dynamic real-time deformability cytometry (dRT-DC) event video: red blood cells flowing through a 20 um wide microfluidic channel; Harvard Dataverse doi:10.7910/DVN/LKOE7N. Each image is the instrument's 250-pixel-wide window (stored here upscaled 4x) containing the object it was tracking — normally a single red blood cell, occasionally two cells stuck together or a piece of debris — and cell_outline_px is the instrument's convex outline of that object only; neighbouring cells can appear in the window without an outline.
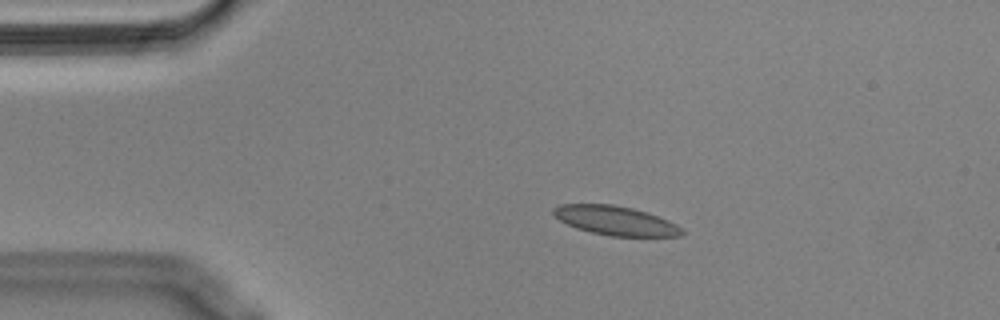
{"species": "Egyptian fruit bat (a non-hibernating species)", "species_latin": "Rousettus aegyptiacus", "temperature_condition": "cold", "stored_images_in_passage": 46, "camera_frame_rate_fps": 3000, "um_per_image_px": 0.085, "animal": {"sex": "male"}, "frame": {"image": 1, "passage_image": 10, "time_ms": 3.0, "image_size_px": [1000, 320], "cell_outline_px": [[684, 236], [608, 236], [576, 228], [560, 220], [552, 212], [552, 208], [560, 204], [612, 204], [632, 208], [648, 212], [668, 220], [684, 228]], "centroid_in_image_um": [52.35, 18.75], "position_along_channel_um": 32.6, "area_um2": 21.91}}
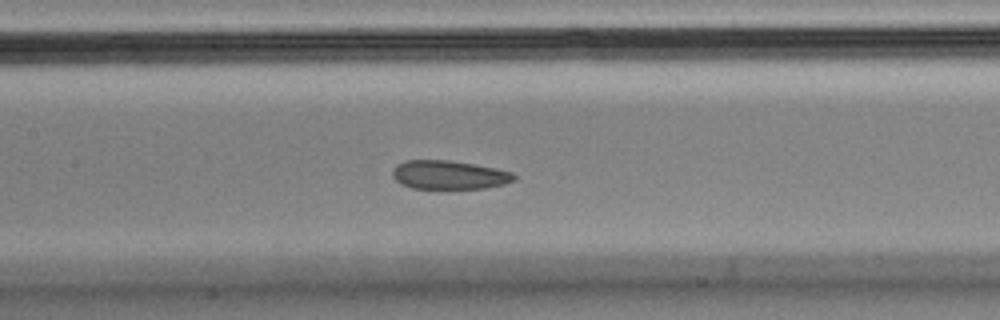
{"frame": {"image": 2, "passage_image": 25, "time_ms": 8.0, "image_size_px": [1000, 320], "cell_outline_px": [[516, 180], [504, 184], [484, 188], [412, 188], [400, 184], [392, 176], [392, 172], [396, 164], [404, 160], [448, 160], [496, 168], [512, 172], [516, 176]], "centroid_in_image_um": [38.15, 14.86], "position_along_channel_um": 169.2, "area_um2": 20.35}}
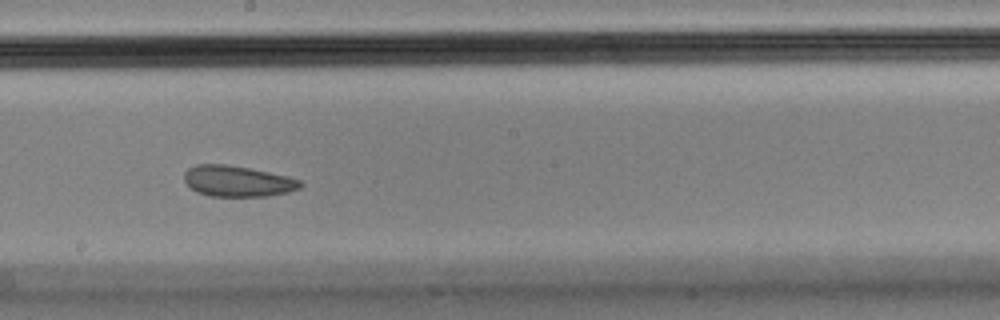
{"frame": {"image": 3, "passage_image": 30, "time_ms": 9.667, "image_size_px": [1000, 320], "cell_outline_px": [[304, 184], [300, 188], [288, 192], [268, 196], [208, 196], [196, 192], [184, 180], [184, 172], [188, 168], [196, 164], [224, 164], [248, 168], [288, 176], [300, 180]], "centroid_in_image_um": [20.19, 15.4], "position_along_channel_um": 228.0, "area_um2": 20.92}, "authors_computed_cell_mechanics": {"area_um2": 22.0507, "velocity_mm_per_s": 3.5413, "shape_relaxation_time_tau1_ms": null, "shape_relaxation_time_tau2_ms": 2.5933, "deformation_change_tau1": null, "deformation_change_tau2": 0.0761}}